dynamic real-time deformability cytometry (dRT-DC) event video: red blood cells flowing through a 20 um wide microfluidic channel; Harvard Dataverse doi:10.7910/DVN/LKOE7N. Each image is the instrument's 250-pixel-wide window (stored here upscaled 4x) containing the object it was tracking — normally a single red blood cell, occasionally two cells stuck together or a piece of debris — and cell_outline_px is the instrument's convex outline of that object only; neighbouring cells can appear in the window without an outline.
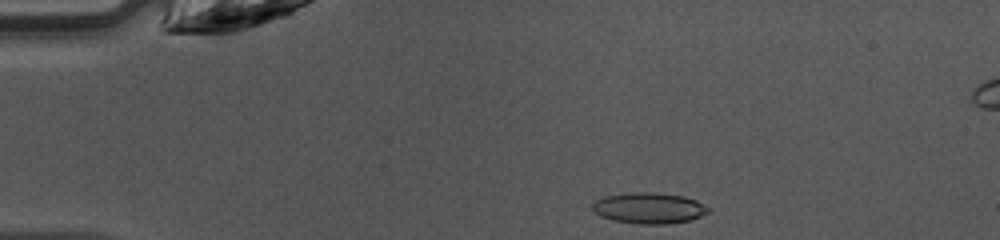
{"species": "common noctule bat (a hibernating species)", "species_latin": "Nyctalus noctula", "temperature_condition": "warm", "stored_images_in_passage": 39, "camera_frame_rate_fps": 3000, "um_per_image_px": 0.085, "animal": {"sex": "female", "body_mass_g": 10.0, "forearm_length_mm": 53.1}, "frame": {"image": 1, "passage_image": 1, "time_ms": 0.0, "image_size_px": [1000, 240], "cell_outline_px": [[712, 212], [692, 220], [668, 224], [640, 224], [612, 220], [600, 216], [592, 208], [592, 204], [596, 200], [604, 196], [640, 192], [648, 192], [684, 196], [696, 200], [704, 204]], "centroid_in_image_um": [55.21, 17.7], "position_along_channel_um": 29.8, "area_um2": 20.92}}
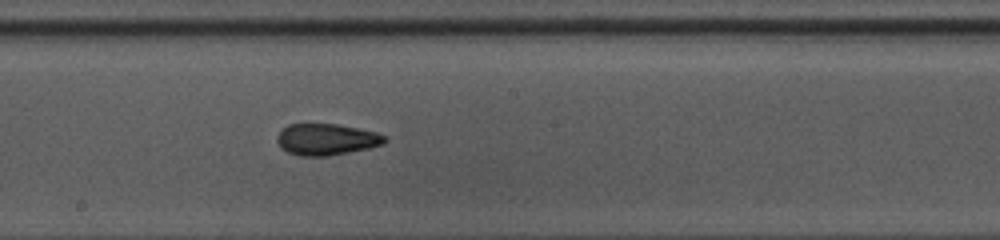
{"frame": {"image": 2, "passage_image": 18, "time_ms": 5.667, "image_size_px": [1000, 240], "cell_outline_px": [[388, 140], [384, 144], [368, 148], [328, 156], [300, 156], [288, 152], [280, 148], [276, 140], [276, 136], [288, 124], [336, 124], [376, 132], [388, 136]], "centroid_in_image_um": [27.75, 11.85], "position_along_channel_um": 220.4, "area_um2": 19.77}}
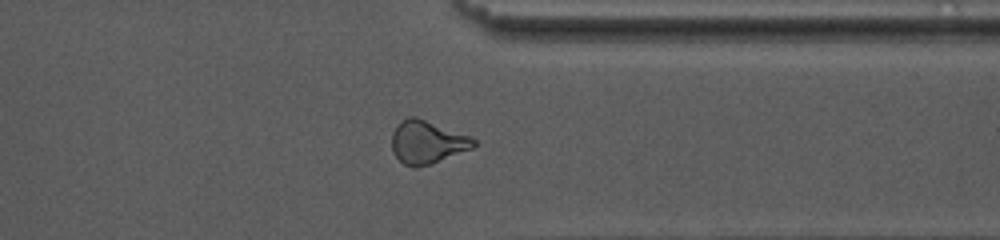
{"frame": {"image": 3, "passage_image": 29, "time_ms": 9.333, "image_size_px": [1000, 240], "cell_outline_px": [[476, 144], [472, 148], [432, 164], [416, 168], [404, 164], [392, 152], [392, 132], [396, 124], [400, 120], [408, 116], [416, 116], [472, 136], [476, 140]], "centroid_in_image_um": [36.3, 12.06], "position_along_channel_um": 375.1, "area_um2": 20.87}, "authors_computed_cell_mechanics": {"area_um2": 19.9988, "velocity_mm_per_s": 4.2619, "shape_relaxation_time_tau1_ms": null, "shape_relaxation_time_tau2_ms": 2.2693, "deformation_change_tau1": null, "deformation_change_tau2": 0.1058}}